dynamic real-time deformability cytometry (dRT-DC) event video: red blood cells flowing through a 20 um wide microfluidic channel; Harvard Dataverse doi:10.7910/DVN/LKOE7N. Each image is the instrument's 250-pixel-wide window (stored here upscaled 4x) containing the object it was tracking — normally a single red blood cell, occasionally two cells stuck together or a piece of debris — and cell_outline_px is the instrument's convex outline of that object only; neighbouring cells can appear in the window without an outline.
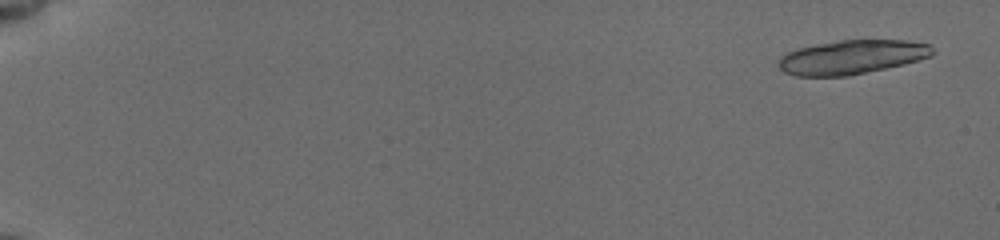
{"species": "common noctule bat (a hibernating species)", "species_latin": "Nyctalus noctula", "temperature_condition": "cold", "stored_images_in_passage": 30, "camera_frame_rate_fps": 3000, "um_per_image_px": 0.085, "animal": {"sex": "female", "body_mass_g": 19.5, "forearm_length_mm": 54.1}, "frame": {"image": 1, "passage_image": 3, "time_ms": 0.667, "image_size_px": [1000, 240], "cell_outline_px": [[936, 52], [932, 56], [904, 64], [848, 76], [796, 76], [784, 72], [780, 68], [780, 56], [796, 48], [816, 44], [840, 40], [904, 40], [928, 44]], "centroid_in_image_um": [72.41, 4.85], "position_along_channel_um": 12.6, "area_um2": 30.52}}
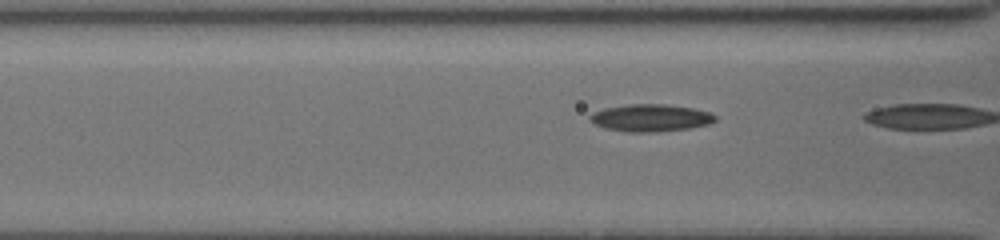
{"frame": {"image": 2, "passage_image": 28, "time_ms": 7.667, "image_size_px": [1000, 240], "cell_outline_px": [[716, 120], [708, 124], [688, 128], [656, 132], [628, 132], [604, 128], [596, 124], [588, 116], [604, 108], [632, 104], [664, 104], [692, 108], [708, 112], [716, 116]], "centroid_in_image_um": [55.31, 10.02], "position_along_channel_um": 111.3, "area_um2": 19.59}}